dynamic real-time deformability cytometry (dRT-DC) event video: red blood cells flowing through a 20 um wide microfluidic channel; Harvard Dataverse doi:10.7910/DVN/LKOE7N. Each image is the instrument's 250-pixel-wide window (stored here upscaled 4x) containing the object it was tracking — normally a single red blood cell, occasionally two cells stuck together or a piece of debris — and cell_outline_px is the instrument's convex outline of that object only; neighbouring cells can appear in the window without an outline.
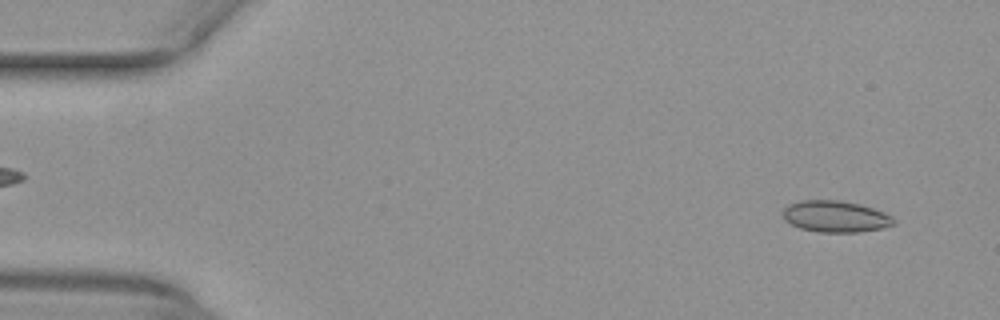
{"species": "common noctule bat (a hibernating species)", "species_latin": "Nyctalus noctula", "temperature_condition": "warm", "stored_images_in_passage": 5, "camera_frame_rate_fps": 3000, "um_per_image_px": 0.085, "animal": {"sex": "female", "body_mass_g": 29.2, "forearm_length_mm": 56.3}, "frame": {"image": 1, "passage_image": 3, "time_ms": 0.667, "image_size_px": [1000, 320], "cell_outline_px": [[896, 224], [884, 228], [860, 232], [816, 232], [800, 228], [784, 220], [784, 208], [788, 204], [800, 200], [840, 200], [860, 204], [884, 212], [892, 216], [896, 220]], "centroid_in_image_um": [71.05, 18.4], "position_along_channel_um": 14.0, "area_um2": 20.52}}